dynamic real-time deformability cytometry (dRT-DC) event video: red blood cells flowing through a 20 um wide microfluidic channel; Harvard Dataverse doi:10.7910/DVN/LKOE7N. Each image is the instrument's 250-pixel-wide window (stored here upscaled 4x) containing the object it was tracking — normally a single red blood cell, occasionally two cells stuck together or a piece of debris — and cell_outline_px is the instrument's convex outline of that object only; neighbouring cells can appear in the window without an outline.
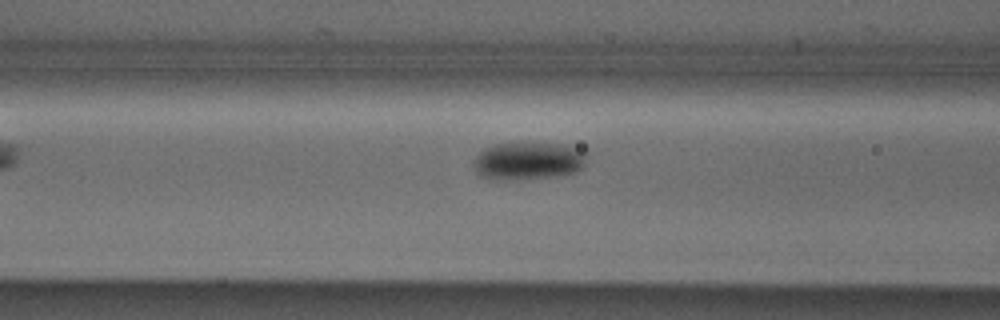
{"species": "Egyptian fruit bat (a non-hibernating species)", "species_latin": "Rousettus aegyptiacus", "temperature_condition": "cold", "stored_images_in_passage": 9, "camera_frame_rate_fps": 3000, "um_per_image_px": 0.085, "animal": {"sex": "male"}, "frame": {"image": 1, "passage_image": 7, "time_ms": 2.0, "image_size_px": [1000, 320], "cell_outline_px": [[588, 152], [584, 164], [576, 172], [548, 176], [492, 180], [488, 180], [480, 176], [476, 172], [472, 164], [476, 156], [484, 148], [496, 144], [520, 140], [528, 140], [564, 144], [588, 148]], "centroid_in_image_um": [44.92, 13.59], "position_along_channel_um": 121.7, "area_um2": 25.84}}